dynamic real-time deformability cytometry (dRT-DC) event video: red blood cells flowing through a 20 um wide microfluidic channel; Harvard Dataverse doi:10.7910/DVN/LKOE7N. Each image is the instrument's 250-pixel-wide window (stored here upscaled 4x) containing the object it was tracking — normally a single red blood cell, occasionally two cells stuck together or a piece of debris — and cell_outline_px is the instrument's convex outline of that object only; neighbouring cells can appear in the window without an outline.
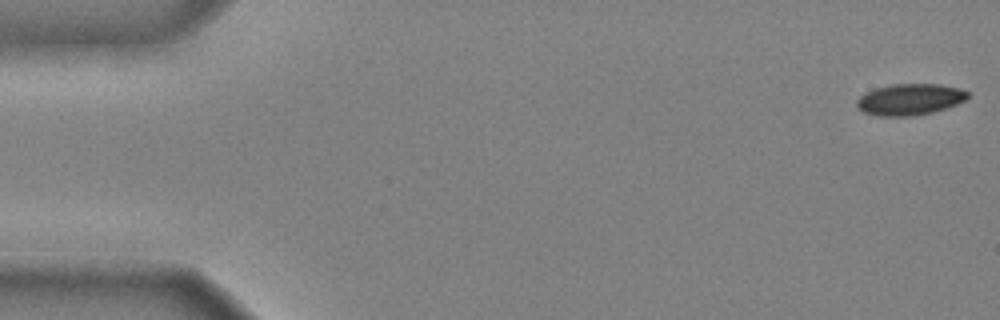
{"species": "common noctule bat (a hibernating species)", "species_latin": "Nyctalus noctula", "temperature_condition": "cold", "stored_images_in_passage": 45, "camera_frame_rate_fps": 3000, "um_per_image_px": 0.085, "animal": {"sex": "male", "body_mass_g": 20.4}, "frame": {"image": 1, "passage_image": 1, "time_ms": 0.0, "image_size_px": [1000, 320], "cell_outline_px": [[968, 96], [964, 100], [956, 104], [932, 112], [912, 116], [876, 116], [864, 112], [856, 104], [856, 100], [864, 92], [876, 88], [892, 84], [940, 84], [960, 88], [968, 92]], "centroid_in_image_um": [77.31, 8.44], "position_along_channel_um": 7.7, "area_um2": 20.17}}
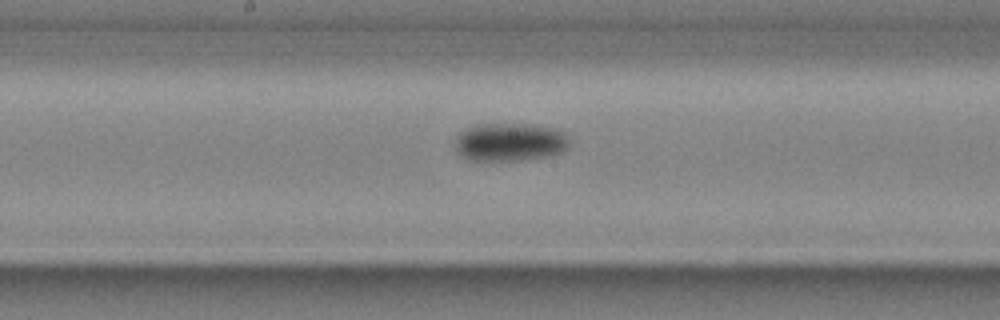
{"frame": {"image": 2, "passage_image": 26, "time_ms": 8.333, "image_size_px": [1000, 320], "cell_outline_px": [[568, 148], [564, 152], [544, 156], [520, 160], [468, 160], [460, 156], [456, 152], [456, 136], [468, 128], [476, 124], [532, 124], [556, 128], [564, 132], [568, 136]], "centroid_in_image_um": [43.35, 12.07], "position_along_channel_um": 204.8, "area_um2": 25.55}}
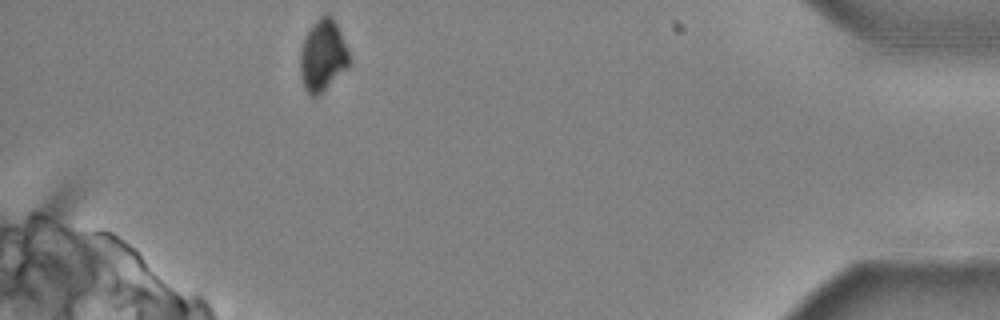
{"frame": {"image": 3, "passage_image": 45, "time_ms": 14.667, "image_size_px": [1000, 320], "cell_outline_px": [[348, 68], [316, 96], [312, 96], [304, 88], [300, 72], [300, 52], [304, 36], [312, 24], [324, 12], [328, 12], [332, 16], [340, 32], [348, 52]], "centroid_in_image_um": [27.41, 4.67], "position_along_channel_um": 407.8, "area_um2": 20.23}, "authors_computed_cell_mechanics": {"area_um2": 22.1374, "velocity_mm_per_s": 3.9585, "shape_relaxation_time_tau1_ms": 1.9656, "shape_relaxation_time_tau2_ms": null, "deformation_change_tau1": 0.1031, "deformation_change_tau2": null}}